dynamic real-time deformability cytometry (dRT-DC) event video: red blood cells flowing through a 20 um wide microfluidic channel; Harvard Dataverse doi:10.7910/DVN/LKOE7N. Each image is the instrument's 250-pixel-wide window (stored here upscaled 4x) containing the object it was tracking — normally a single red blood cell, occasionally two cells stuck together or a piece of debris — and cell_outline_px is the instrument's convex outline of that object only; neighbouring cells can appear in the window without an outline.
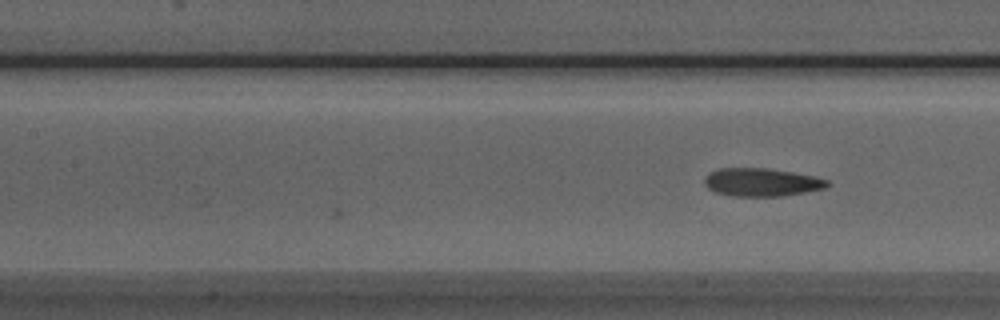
{"species": "Egyptian fruit bat (a non-hibernating species)", "species_latin": "Rousettus aegyptiacus", "temperature_condition": "room temperature", "stored_images_in_passage": 8, "camera_frame_rate_fps": 3000, "um_per_image_px": 0.085, "animal": {"sex": "male"}, "frame": {"image": 1, "passage_image": 8, "time_ms": 2.333, "image_size_px": [1000, 320], "cell_outline_px": [[828, 184], [824, 188], [804, 192], [780, 196], [732, 196], [716, 192], [708, 188], [704, 184], [704, 180], [712, 172], [720, 168], [764, 168], [792, 172], [816, 176], [828, 180]], "centroid_in_image_um": [64.74, 15.49], "position_along_channel_um": 142.7, "area_um2": 19.83}}